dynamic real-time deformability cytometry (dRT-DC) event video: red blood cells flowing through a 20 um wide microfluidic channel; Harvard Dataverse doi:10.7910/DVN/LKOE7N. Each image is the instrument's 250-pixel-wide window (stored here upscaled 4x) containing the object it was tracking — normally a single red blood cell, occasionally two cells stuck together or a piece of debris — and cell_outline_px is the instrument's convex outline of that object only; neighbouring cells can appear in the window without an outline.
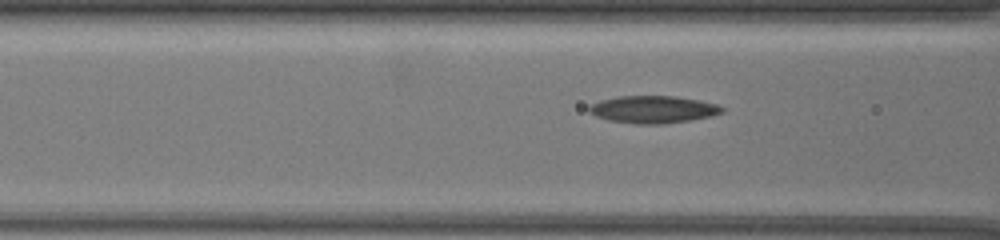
{"species": "common noctule bat (a hibernating species)", "species_latin": "Nyctalus noctula", "temperature_condition": "warm", "stored_images_in_passage": 14, "camera_frame_rate_fps": 3000, "um_per_image_px": 0.085, "animal": {"sex": "female", "body_mass_g": 19.5, "forearm_length_mm": 54.1}, "frame": {"image": 1, "passage_image": 12, "time_ms": 3.667, "image_size_px": [1000, 240], "cell_outline_px": [[724, 112], [708, 116], [688, 120], [660, 124], [636, 124], [608, 120], [596, 116], [588, 112], [588, 108], [592, 104], [600, 100], [616, 96], [676, 96], [716, 104], [724, 108]], "centroid_in_image_um": [55.46, 9.3], "position_along_channel_um": 111.1, "area_um2": 20.98}}